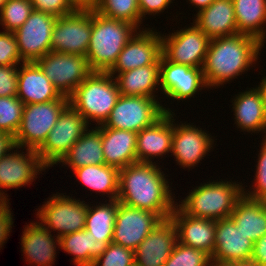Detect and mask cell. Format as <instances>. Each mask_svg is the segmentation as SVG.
Listing matches in <instances>:
<instances>
[{
  "label": "cell",
  "instance_id": "d4e9b609",
  "mask_svg": "<svg viewBox=\"0 0 266 266\" xmlns=\"http://www.w3.org/2000/svg\"><path fill=\"white\" fill-rule=\"evenodd\" d=\"M17 97L26 104L46 103L56 99H68L54 87L35 62L19 66Z\"/></svg>",
  "mask_w": 266,
  "mask_h": 266
},
{
  "label": "cell",
  "instance_id": "f6af8a7d",
  "mask_svg": "<svg viewBox=\"0 0 266 266\" xmlns=\"http://www.w3.org/2000/svg\"><path fill=\"white\" fill-rule=\"evenodd\" d=\"M9 200L10 199L0 206V250L9 239L8 237L10 236L12 227H14L13 213L11 211V203Z\"/></svg>",
  "mask_w": 266,
  "mask_h": 266
},
{
  "label": "cell",
  "instance_id": "c3c4849f",
  "mask_svg": "<svg viewBox=\"0 0 266 266\" xmlns=\"http://www.w3.org/2000/svg\"><path fill=\"white\" fill-rule=\"evenodd\" d=\"M76 9H93L97 0H69Z\"/></svg>",
  "mask_w": 266,
  "mask_h": 266
},
{
  "label": "cell",
  "instance_id": "44dd1931",
  "mask_svg": "<svg viewBox=\"0 0 266 266\" xmlns=\"http://www.w3.org/2000/svg\"><path fill=\"white\" fill-rule=\"evenodd\" d=\"M234 95L230 100L234 127L244 132L243 134L260 133L261 138H266V110L258 89L255 86L247 87Z\"/></svg>",
  "mask_w": 266,
  "mask_h": 266
},
{
  "label": "cell",
  "instance_id": "484cf974",
  "mask_svg": "<svg viewBox=\"0 0 266 266\" xmlns=\"http://www.w3.org/2000/svg\"><path fill=\"white\" fill-rule=\"evenodd\" d=\"M194 16L195 25L211 40L238 33L232 0H214Z\"/></svg>",
  "mask_w": 266,
  "mask_h": 266
},
{
  "label": "cell",
  "instance_id": "277c9868",
  "mask_svg": "<svg viewBox=\"0 0 266 266\" xmlns=\"http://www.w3.org/2000/svg\"><path fill=\"white\" fill-rule=\"evenodd\" d=\"M138 29L125 21L106 17L92 9V31L86 54L92 71L108 72Z\"/></svg>",
  "mask_w": 266,
  "mask_h": 266
},
{
  "label": "cell",
  "instance_id": "4dcf8cb0",
  "mask_svg": "<svg viewBox=\"0 0 266 266\" xmlns=\"http://www.w3.org/2000/svg\"><path fill=\"white\" fill-rule=\"evenodd\" d=\"M119 169L109 165H87L74 169L72 173L80 186L89 188L90 192L115 200L119 193ZM78 178V179H77ZM106 194V195H105ZM104 195V196H103Z\"/></svg>",
  "mask_w": 266,
  "mask_h": 266
},
{
  "label": "cell",
  "instance_id": "e575fe53",
  "mask_svg": "<svg viewBox=\"0 0 266 266\" xmlns=\"http://www.w3.org/2000/svg\"><path fill=\"white\" fill-rule=\"evenodd\" d=\"M94 9L106 17L128 22L141 30L138 0H97Z\"/></svg>",
  "mask_w": 266,
  "mask_h": 266
},
{
  "label": "cell",
  "instance_id": "7c38bea8",
  "mask_svg": "<svg viewBox=\"0 0 266 266\" xmlns=\"http://www.w3.org/2000/svg\"><path fill=\"white\" fill-rule=\"evenodd\" d=\"M202 68L170 62L161 55L159 78L160 94L164 95L162 100L167 97L168 101L171 99L169 104L177 101L176 105H178L181 101H191L190 98H197L196 94H202V90L210 91Z\"/></svg>",
  "mask_w": 266,
  "mask_h": 266
},
{
  "label": "cell",
  "instance_id": "f35d334b",
  "mask_svg": "<svg viewBox=\"0 0 266 266\" xmlns=\"http://www.w3.org/2000/svg\"><path fill=\"white\" fill-rule=\"evenodd\" d=\"M261 140L260 146L258 145L260 147L257 153L258 158L255 161L256 164L253 166L255 167V174L252 176L254 178L251 181L253 183L249 187L244 185V194L253 199L266 201V138H262ZM245 187H248V189Z\"/></svg>",
  "mask_w": 266,
  "mask_h": 266
},
{
  "label": "cell",
  "instance_id": "4fadbf2b",
  "mask_svg": "<svg viewBox=\"0 0 266 266\" xmlns=\"http://www.w3.org/2000/svg\"><path fill=\"white\" fill-rule=\"evenodd\" d=\"M63 96L73 91L92 73L86 56L55 51L35 62Z\"/></svg>",
  "mask_w": 266,
  "mask_h": 266
},
{
  "label": "cell",
  "instance_id": "1f68e13d",
  "mask_svg": "<svg viewBox=\"0 0 266 266\" xmlns=\"http://www.w3.org/2000/svg\"><path fill=\"white\" fill-rule=\"evenodd\" d=\"M111 242L98 241L85 229L59 238L60 249L74 257L71 261L75 266H93Z\"/></svg>",
  "mask_w": 266,
  "mask_h": 266
},
{
  "label": "cell",
  "instance_id": "7bdbcfd3",
  "mask_svg": "<svg viewBox=\"0 0 266 266\" xmlns=\"http://www.w3.org/2000/svg\"><path fill=\"white\" fill-rule=\"evenodd\" d=\"M33 10L62 17L73 13L76 8L69 0H31Z\"/></svg>",
  "mask_w": 266,
  "mask_h": 266
},
{
  "label": "cell",
  "instance_id": "83f0119b",
  "mask_svg": "<svg viewBox=\"0 0 266 266\" xmlns=\"http://www.w3.org/2000/svg\"><path fill=\"white\" fill-rule=\"evenodd\" d=\"M230 218L237 225V229L254 243L266 234V201L243 194Z\"/></svg>",
  "mask_w": 266,
  "mask_h": 266
},
{
  "label": "cell",
  "instance_id": "ac0fdd59",
  "mask_svg": "<svg viewBox=\"0 0 266 266\" xmlns=\"http://www.w3.org/2000/svg\"><path fill=\"white\" fill-rule=\"evenodd\" d=\"M153 28L138 30L118 55L108 71L112 76L147 65H160L162 55L161 32Z\"/></svg>",
  "mask_w": 266,
  "mask_h": 266
},
{
  "label": "cell",
  "instance_id": "f1b7e54d",
  "mask_svg": "<svg viewBox=\"0 0 266 266\" xmlns=\"http://www.w3.org/2000/svg\"><path fill=\"white\" fill-rule=\"evenodd\" d=\"M159 75L160 65H147L119 73L114 78L120 95L162 98L157 95L161 92Z\"/></svg>",
  "mask_w": 266,
  "mask_h": 266
},
{
  "label": "cell",
  "instance_id": "5b68a950",
  "mask_svg": "<svg viewBox=\"0 0 266 266\" xmlns=\"http://www.w3.org/2000/svg\"><path fill=\"white\" fill-rule=\"evenodd\" d=\"M119 96L120 92L114 76L108 72L92 71L68 99L69 104L90 126L96 124L97 127L103 125L108 119Z\"/></svg>",
  "mask_w": 266,
  "mask_h": 266
},
{
  "label": "cell",
  "instance_id": "5bb4252c",
  "mask_svg": "<svg viewBox=\"0 0 266 266\" xmlns=\"http://www.w3.org/2000/svg\"><path fill=\"white\" fill-rule=\"evenodd\" d=\"M92 31V9H76L57 17L52 31L51 51L86 56Z\"/></svg>",
  "mask_w": 266,
  "mask_h": 266
},
{
  "label": "cell",
  "instance_id": "7a4b0ae2",
  "mask_svg": "<svg viewBox=\"0 0 266 266\" xmlns=\"http://www.w3.org/2000/svg\"><path fill=\"white\" fill-rule=\"evenodd\" d=\"M261 50V42L247 34L212 39L202 68L208 88L224 87L259 66Z\"/></svg>",
  "mask_w": 266,
  "mask_h": 266
},
{
  "label": "cell",
  "instance_id": "8992f818",
  "mask_svg": "<svg viewBox=\"0 0 266 266\" xmlns=\"http://www.w3.org/2000/svg\"><path fill=\"white\" fill-rule=\"evenodd\" d=\"M160 99L162 98L120 95L108 119L100 127L138 133L153 125L165 113H175L176 109L169 108L168 104H163L164 101Z\"/></svg>",
  "mask_w": 266,
  "mask_h": 266
},
{
  "label": "cell",
  "instance_id": "9c48e42d",
  "mask_svg": "<svg viewBox=\"0 0 266 266\" xmlns=\"http://www.w3.org/2000/svg\"><path fill=\"white\" fill-rule=\"evenodd\" d=\"M89 127L91 126L83 116L68 104L44 143L36 150L40 160L49 169L57 166L71 146L84 135Z\"/></svg>",
  "mask_w": 266,
  "mask_h": 266
},
{
  "label": "cell",
  "instance_id": "60d3db41",
  "mask_svg": "<svg viewBox=\"0 0 266 266\" xmlns=\"http://www.w3.org/2000/svg\"><path fill=\"white\" fill-rule=\"evenodd\" d=\"M24 63L13 32L0 31V65L11 66Z\"/></svg>",
  "mask_w": 266,
  "mask_h": 266
},
{
  "label": "cell",
  "instance_id": "4316f807",
  "mask_svg": "<svg viewBox=\"0 0 266 266\" xmlns=\"http://www.w3.org/2000/svg\"><path fill=\"white\" fill-rule=\"evenodd\" d=\"M101 141L105 164L122 169L137 162V133L101 127Z\"/></svg>",
  "mask_w": 266,
  "mask_h": 266
},
{
  "label": "cell",
  "instance_id": "db71d44e",
  "mask_svg": "<svg viewBox=\"0 0 266 266\" xmlns=\"http://www.w3.org/2000/svg\"><path fill=\"white\" fill-rule=\"evenodd\" d=\"M230 266H251V265H230Z\"/></svg>",
  "mask_w": 266,
  "mask_h": 266
},
{
  "label": "cell",
  "instance_id": "3957f363",
  "mask_svg": "<svg viewBox=\"0 0 266 266\" xmlns=\"http://www.w3.org/2000/svg\"><path fill=\"white\" fill-rule=\"evenodd\" d=\"M220 179L200 183L192 187L185 198L176 204L193 217L220 220L229 218L238 199L244 194V183L239 180ZM239 181V182H238ZM191 191V192H190Z\"/></svg>",
  "mask_w": 266,
  "mask_h": 266
},
{
  "label": "cell",
  "instance_id": "74e56055",
  "mask_svg": "<svg viewBox=\"0 0 266 266\" xmlns=\"http://www.w3.org/2000/svg\"><path fill=\"white\" fill-rule=\"evenodd\" d=\"M163 266H213L211 257L204 251L176 242Z\"/></svg>",
  "mask_w": 266,
  "mask_h": 266
},
{
  "label": "cell",
  "instance_id": "30bf717a",
  "mask_svg": "<svg viewBox=\"0 0 266 266\" xmlns=\"http://www.w3.org/2000/svg\"><path fill=\"white\" fill-rule=\"evenodd\" d=\"M177 113H173V135L171 143V157L183 170L186 168L188 172L198 167L202 163L205 156H210L216 143L206 128L202 129L196 124L187 121H176ZM177 117V118H176Z\"/></svg>",
  "mask_w": 266,
  "mask_h": 266
},
{
  "label": "cell",
  "instance_id": "681fc988",
  "mask_svg": "<svg viewBox=\"0 0 266 266\" xmlns=\"http://www.w3.org/2000/svg\"><path fill=\"white\" fill-rule=\"evenodd\" d=\"M214 0H186L191 6L197 8L196 13L206 9Z\"/></svg>",
  "mask_w": 266,
  "mask_h": 266
},
{
  "label": "cell",
  "instance_id": "836d02e7",
  "mask_svg": "<svg viewBox=\"0 0 266 266\" xmlns=\"http://www.w3.org/2000/svg\"><path fill=\"white\" fill-rule=\"evenodd\" d=\"M91 203L86 214L85 230L98 241H112L118 200Z\"/></svg>",
  "mask_w": 266,
  "mask_h": 266
},
{
  "label": "cell",
  "instance_id": "d6a6232c",
  "mask_svg": "<svg viewBox=\"0 0 266 266\" xmlns=\"http://www.w3.org/2000/svg\"><path fill=\"white\" fill-rule=\"evenodd\" d=\"M238 33L247 34L266 43V0H232Z\"/></svg>",
  "mask_w": 266,
  "mask_h": 266
},
{
  "label": "cell",
  "instance_id": "f546056e",
  "mask_svg": "<svg viewBox=\"0 0 266 266\" xmlns=\"http://www.w3.org/2000/svg\"><path fill=\"white\" fill-rule=\"evenodd\" d=\"M70 148L59 162V166L71 168L73 171L87 165H104L101 127H90ZM67 165V166H66Z\"/></svg>",
  "mask_w": 266,
  "mask_h": 266
},
{
  "label": "cell",
  "instance_id": "7dc6e473",
  "mask_svg": "<svg viewBox=\"0 0 266 266\" xmlns=\"http://www.w3.org/2000/svg\"><path fill=\"white\" fill-rule=\"evenodd\" d=\"M14 146V137L8 133L0 131V158L10 152Z\"/></svg>",
  "mask_w": 266,
  "mask_h": 266
},
{
  "label": "cell",
  "instance_id": "8d00e7d4",
  "mask_svg": "<svg viewBox=\"0 0 266 266\" xmlns=\"http://www.w3.org/2000/svg\"><path fill=\"white\" fill-rule=\"evenodd\" d=\"M24 103L17 97H0V131L15 137L19 130Z\"/></svg>",
  "mask_w": 266,
  "mask_h": 266
},
{
  "label": "cell",
  "instance_id": "d590c367",
  "mask_svg": "<svg viewBox=\"0 0 266 266\" xmlns=\"http://www.w3.org/2000/svg\"><path fill=\"white\" fill-rule=\"evenodd\" d=\"M33 11L31 0H8L0 10L3 31L14 32L29 18Z\"/></svg>",
  "mask_w": 266,
  "mask_h": 266
},
{
  "label": "cell",
  "instance_id": "816d5d0a",
  "mask_svg": "<svg viewBox=\"0 0 266 266\" xmlns=\"http://www.w3.org/2000/svg\"><path fill=\"white\" fill-rule=\"evenodd\" d=\"M8 199L0 192V206L4 204Z\"/></svg>",
  "mask_w": 266,
  "mask_h": 266
},
{
  "label": "cell",
  "instance_id": "bcb514c9",
  "mask_svg": "<svg viewBox=\"0 0 266 266\" xmlns=\"http://www.w3.org/2000/svg\"><path fill=\"white\" fill-rule=\"evenodd\" d=\"M251 266H266V234L254 242Z\"/></svg>",
  "mask_w": 266,
  "mask_h": 266
},
{
  "label": "cell",
  "instance_id": "e0dca14e",
  "mask_svg": "<svg viewBox=\"0 0 266 266\" xmlns=\"http://www.w3.org/2000/svg\"><path fill=\"white\" fill-rule=\"evenodd\" d=\"M57 17L33 10L13 33L23 62H36L51 51L52 31Z\"/></svg>",
  "mask_w": 266,
  "mask_h": 266
},
{
  "label": "cell",
  "instance_id": "f5cc1de1",
  "mask_svg": "<svg viewBox=\"0 0 266 266\" xmlns=\"http://www.w3.org/2000/svg\"><path fill=\"white\" fill-rule=\"evenodd\" d=\"M8 0H0V10L3 8V5L7 2Z\"/></svg>",
  "mask_w": 266,
  "mask_h": 266
},
{
  "label": "cell",
  "instance_id": "cb8c5ba5",
  "mask_svg": "<svg viewBox=\"0 0 266 266\" xmlns=\"http://www.w3.org/2000/svg\"><path fill=\"white\" fill-rule=\"evenodd\" d=\"M170 218L177 228L178 242L212 255L215 243V220L193 217L186 214L177 204Z\"/></svg>",
  "mask_w": 266,
  "mask_h": 266
},
{
  "label": "cell",
  "instance_id": "11a10c76",
  "mask_svg": "<svg viewBox=\"0 0 266 266\" xmlns=\"http://www.w3.org/2000/svg\"><path fill=\"white\" fill-rule=\"evenodd\" d=\"M131 266H139V265H137L136 263H133Z\"/></svg>",
  "mask_w": 266,
  "mask_h": 266
},
{
  "label": "cell",
  "instance_id": "2e32d148",
  "mask_svg": "<svg viewBox=\"0 0 266 266\" xmlns=\"http://www.w3.org/2000/svg\"><path fill=\"white\" fill-rule=\"evenodd\" d=\"M253 246L230 217L215 221L213 266L249 265Z\"/></svg>",
  "mask_w": 266,
  "mask_h": 266
},
{
  "label": "cell",
  "instance_id": "ffe728a7",
  "mask_svg": "<svg viewBox=\"0 0 266 266\" xmlns=\"http://www.w3.org/2000/svg\"><path fill=\"white\" fill-rule=\"evenodd\" d=\"M177 228L171 218L163 219L135 250L139 266H163L175 247Z\"/></svg>",
  "mask_w": 266,
  "mask_h": 266
},
{
  "label": "cell",
  "instance_id": "f907efd6",
  "mask_svg": "<svg viewBox=\"0 0 266 266\" xmlns=\"http://www.w3.org/2000/svg\"><path fill=\"white\" fill-rule=\"evenodd\" d=\"M263 77L261 78V81L259 82L258 85H255V87L258 89V91L260 92L262 101L264 103L265 106V110H266V76L265 74H262Z\"/></svg>",
  "mask_w": 266,
  "mask_h": 266
},
{
  "label": "cell",
  "instance_id": "9a60e30c",
  "mask_svg": "<svg viewBox=\"0 0 266 266\" xmlns=\"http://www.w3.org/2000/svg\"><path fill=\"white\" fill-rule=\"evenodd\" d=\"M46 169L36 150L14 146L0 158V192L9 199L7 189L30 186Z\"/></svg>",
  "mask_w": 266,
  "mask_h": 266
},
{
  "label": "cell",
  "instance_id": "7402d4cb",
  "mask_svg": "<svg viewBox=\"0 0 266 266\" xmlns=\"http://www.w3.org/2000/svg\"><path fill=\"white\" fill-rule=\"evenodd\" d=\"M173 113H165L153 125L137 133V162L156 163L171 155ZM165 156V158H164ZM158 159L157 161H154Z\"/></svg>",
  "mask_w": 266,
  "mask_h": 266
},
{
  "label": "cell",
  "instance_id": "ab89813d",
  "mask_svg": "<svg viewBox=\"0 0 266 266\" xmlns=\"http://www.w3.org/2000/svg\"><path fill=\"white\" fill-rule=\"evenodd\" d=\"M135 263V251L113 242L94 261L93 266H131Z\"/></svg>",
  "mask_w": 266,
  "mask_h": 266
},
{
  "label": "cell",
  "instance_id": "ee69618b",
  "mask_svg": "<svg viewBox=\"0 0 266 266\" xmlns=\"http://www.w3.org/2000/svg\"><path fill=\"white\" fill-rule=\"evenodd\" d=\"M174 1L175 0H138L141 30L150 28L148 24H145L144 26L142 25L144 22L143 20L148 19L149 16H155L153 18H156V15L159 16L160 14L164 13L165 10L169 9ZM146 25L149 27H145Z\"/></svg>",
  "mask_w": 266,
  "mask_h": 266
},
{
  "label": "cell",
  "instance_id": "d6986e66",
  "mask_svg": "<svg viewBox=\"0 0 266 266\" xmlns=\"http://www.w3.org/2000/svg\"><path fill=\"white\" fill-rule=\"evenodd\" d=\"M162 220L159 214L119 202L112 242L135 251Z\"/></svg>",
  "mask_w": 266,
  "mask_h": 266
},
{
  "label": "cell",
  "instance_id": "8fae6325",
  "mask_svg": "<svg viewBox=\"0 0 266 266\" xmlns=\"http://www.w3.org/2000/svg\"><path fill=\"white\" fill-rule=\"evenodd\" d=\"M190 24L173 28L171 33H161L162 55L170 62L203 67L211 39L194 22Z\"/></svg>",
  "mask_w": 266,
  "mask_h": 266
},
{
  "label": "cell",
  "instance_id": "b9f144b4",
  "mask_svg": "<svg viewBox=\"0 0 266 266\" xmlns=\"http://www.w3.org/2000/svg\"><path fill=\"white\" fill-rule=\"evenodd\" d=\"M18 72L19 65H0V97L17 96Z\"/></svg>",
  "mask_w": 266,
  "mask_h": 266
},
{
  "label": "cell",
  "instance_id": "6da1fadb",
  "mask_svg": "<svg viewBox=\"0 0 266 266\" xmlns=\"http://www.w3.org/2000/svg\"><path fill=\"white\" fill-rule=\"evenodd\" d=\"M159 165L136 162L120 169L118 202L170 218L177 197L169 176Z\"/></svg>",
  "mask_w": 266,
  "mask_h": 266
},
{
  "label": "cell",
  "instance_id": "ba28073f",
  "mask_svg": "<svg viewBox=\"0 0 266 266\" xmlns=\"http://www.w3.org/2000/svg\"><path fill=\"white\" fill-rule=\"evenodd\" d=\"M68 104L69 99H56L46 103L24 105L22 121L14 137L15 146L37 150Z\"/></svg>",
  "mask_w": 266,
  "mask_h": 266
},
{
  "label": "cell",
  "instance_id": "603a6c76",
  "mask_svg": "<svg viewBox=\"0 0 266 266\" xmlns=\"http://www.w3.org/2000/svg\"><path fill=\"white\" fill-rule=\"evenodd\" d=\"M23 230L20 244L26 263L31 266H53L60 250L59 238L38 220L28 223Z\"/></svg>",
  "mask_w": 266,
  "mask_h": 266
},
{
  "label": "cell",
  "instance_id": "52a82bcc",
  "mask_svg": "<svg viewBox=\"0 0 266 266\" xmlns=\"http://www.w3.org/2000/svg\"><path fill=\"white\" fill-rule=\"evenodd\" d=\"M64 194L54 193L36 209V219L58 238L84 230L89 208V202Z\"/></svg>",
  "mask_w": 266,
  "mask_h": 266
}]
</instances>
